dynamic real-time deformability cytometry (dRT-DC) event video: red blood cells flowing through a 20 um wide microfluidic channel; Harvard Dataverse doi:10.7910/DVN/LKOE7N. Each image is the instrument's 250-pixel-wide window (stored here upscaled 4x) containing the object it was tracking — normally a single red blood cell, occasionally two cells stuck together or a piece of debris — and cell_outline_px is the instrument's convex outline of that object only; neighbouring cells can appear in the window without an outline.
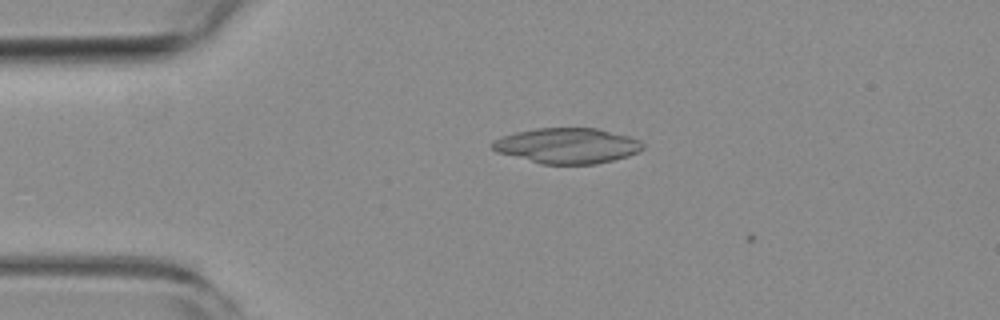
{"species": "common noctule bat (a hibernating species)", "species_latin": "Nyctalus noctula", "temperature_condition": "room temperature", "stored_images_in_passage": 5, "camera_frame_rate_fps": 3000, "um_per_image_px": 0.085, "animal": {"sex": "female", "body_mass_g": 19.3, "forearm_length_mm": 54.1}, "frame": {"image": 1, "passage_image": 3, "time_ms": 0.667, "image_size_px": [1000, 320], "cell_outline_px": [[644, 148], [628, 156], [596, 164], [540, 164], [496, 152], [492, 148], [492, 144], [496, 140], [504, 136], [516, 132], [536, 128], [596, 128], [628, 136], [640, 140], [644, 144]], "centroid_in_image_um": [48.22, 12.39], "position_along_channel_um": 36.8, "area_um2": 30.92}}